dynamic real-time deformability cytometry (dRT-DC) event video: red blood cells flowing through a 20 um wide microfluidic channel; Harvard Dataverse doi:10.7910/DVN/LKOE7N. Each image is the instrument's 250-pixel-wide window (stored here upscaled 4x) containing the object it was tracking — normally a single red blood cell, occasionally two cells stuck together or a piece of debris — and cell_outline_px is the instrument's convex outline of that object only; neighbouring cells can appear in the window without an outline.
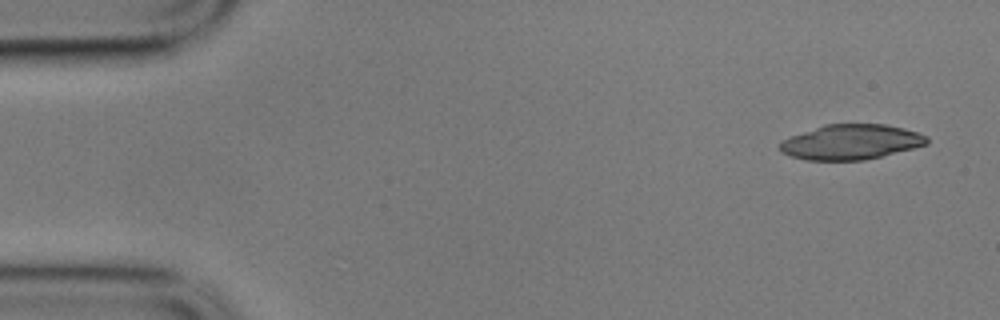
{"species": "common noctule bat (a hibernating species)", "species_latin": "Nyctalus noctula", "temperature_condition": "cold", "stored_images_in_passage": 6, "camera_frame_rate_fps": 3000, "um_per_image_px": 0.085, "animal": {"sex": "male", "body_mass_g": 17.9}, "frame": {"image": 1, "passage_image": 1, "time_ms": 0.0, "image_size_px": [1000, 320], "cell_outline_px": [[928, 144], [864, 160], [808, 160], [792, 156], [780, 152], [780, 144], [784, 140], [792, 136], [824, 124], [884, 124], [904, 128], [928, 136]], "centroid_in_image_um": [72.35, 12.07], "position_along_channel_um": 12.7, "area_um2": 29.65}}